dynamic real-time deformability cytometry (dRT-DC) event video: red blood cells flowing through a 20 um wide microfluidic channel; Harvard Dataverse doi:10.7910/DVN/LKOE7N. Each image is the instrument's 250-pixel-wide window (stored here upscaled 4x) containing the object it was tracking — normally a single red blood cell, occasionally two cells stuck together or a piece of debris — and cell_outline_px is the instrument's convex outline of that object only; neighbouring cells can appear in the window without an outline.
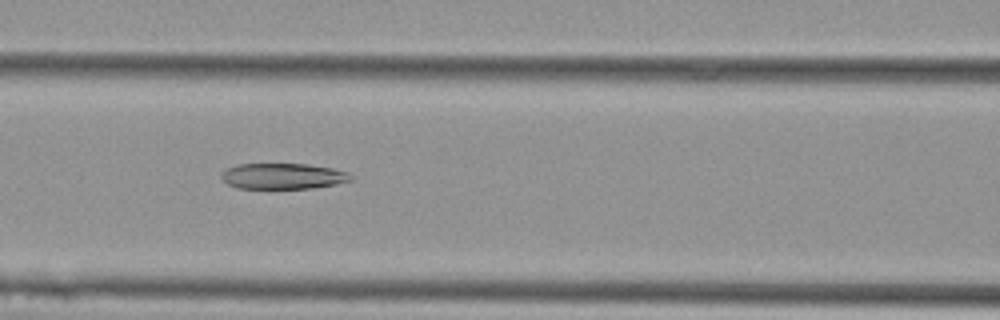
{"species": "Egyptian fruit bat (a non-hibernating species)", "species_latin": "Rousettus aegyptiacus", "temperature_condition": "cold", "stored_images_in_passage": 14, "camera_frame_rate_fps": 3000, "um_per_image_px": 0.085, "animal": {"sex": "female"}, "frame": {"image": 1, "passage_image": 8, "time_ms": 2.333, "image_size_px": [1000, 320], "cell_outline_px": [[352, 180], [336, 184], [312, 188], [236, 188], [228, 184], [220, 176], [228, 168], [236, 164], [308, 164], [332, 168], [348, 172], [352, 176]], "centroid_in_image_um": [24.07, 14.97], "position_along_channel_um": 142.5, "area_um2": 19.36}}
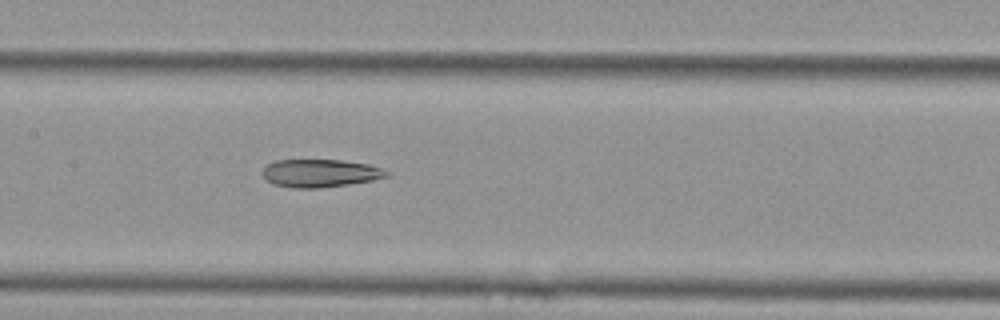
{"frame": {"image": 2, "passage_image": 11, "time_ms": 3.333, "image_size_px": [1000, 320], "cell_outline_px": [[392, 172], [388, 176], [372, 180], [348, 184], [320, 188], [292, 188], [272, 184], [264, 176], [264, 168], [268, 164], [276, 160], [340, 160], [368, 164], [384, 168]], "centroid_in_image_um": [27.26, 14.72], "position_along_channel_um": 180.1, "area_um2": 20.17}}